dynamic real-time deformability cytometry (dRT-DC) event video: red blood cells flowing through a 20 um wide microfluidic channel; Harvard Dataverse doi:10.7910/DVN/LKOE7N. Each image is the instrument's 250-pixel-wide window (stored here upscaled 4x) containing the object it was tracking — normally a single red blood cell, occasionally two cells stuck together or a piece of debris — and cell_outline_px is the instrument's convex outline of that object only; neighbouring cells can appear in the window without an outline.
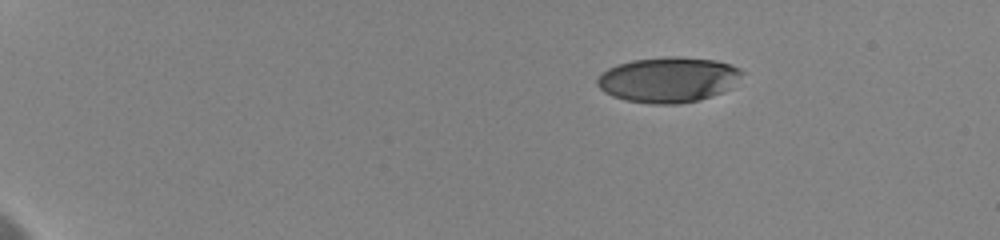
{"species": "human", "species_latin": "Homo sapiens", "temperature_condition": "cold", "stored_images_in_passage": 13, "camera_frame_rate_fps": 3000, "um_per_image_px": 0.085, "donor": {"sex": "female"}, "frame": {"image": 1, "passage_image": 1, "time_ms": 0.0, "image_size_px": [1000, 240], "cell_outline_px": [[744, 72], [728, 88], [720, 92], [700, 100], [680, 104], [652, 104], [624, 100], [612, 96], [604, 92], [596, 84], [596, 80], [608, 68], [632, 60], [668, 56], [676, 56], [716, 60], [740, 68]], "centroid_in_image_um": [56.77, 6.77], "position_along_channel_um": 28.2, "area_um2": 38.03}}
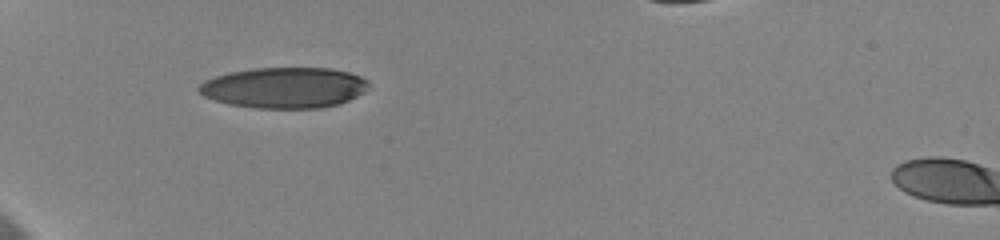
{"frame": {"image": 2, "passage_image": 12, "time_ms": 3.667, "image_size_px": [1000, 240], "cell_outline_px": [[368, 84], [364, 92], [340, 104], [320, 108], [256, 108], [228, 104], [204, 96], [196, 88], [204, 80], [228, 72], [252, 68], [328, 68], [348, 72], [360, 76], [368, 80]], "centroid_in_image_um": [24.15, 7.45], "position_along_channel_um": 60.9, "area_um2": 40.34}}